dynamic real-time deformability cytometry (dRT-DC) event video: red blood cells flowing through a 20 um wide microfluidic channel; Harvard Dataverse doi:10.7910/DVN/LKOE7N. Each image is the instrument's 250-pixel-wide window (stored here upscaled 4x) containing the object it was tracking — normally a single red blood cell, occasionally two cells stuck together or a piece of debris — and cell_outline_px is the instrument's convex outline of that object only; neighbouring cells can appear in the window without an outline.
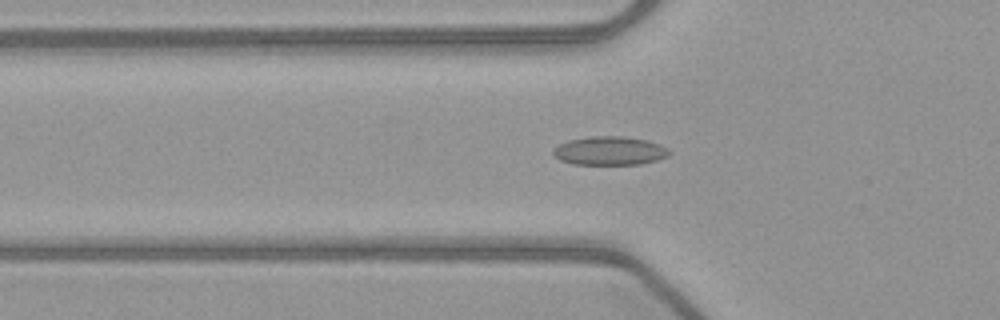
{"species": "common noctule bat (a hibernating species)", "species_latin": "Nyctalus noctula", "temperature_condition": "warm", "stored_images_in_passage": 45, "camera_frame_rate_fps": 3000, "um_per_image_px": 0.085, "animal": {"sex": "female", "body_mass_g": 21.9}, "frame": {"image": 1, "passage_image": 16, "time_ms": 5.0, "image_size_px": [1000, 320], "cell_outline_px": [[672, 152], [668, 156], [656, 160], [640, 164], [572, 164], [560, 160], [552, 152], [552, 148], [568, 140], [592, 136], [624, 136], [648, 140], [660, 144], [668, 148]], "centroid_in_image_um": [51.84, 12.81], "position_along_channel_um": 74.0, "area_um2": 19.48}}
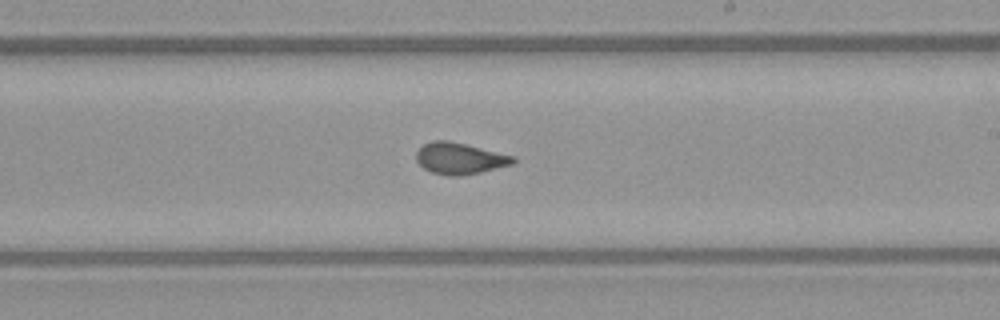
{"frame": {"image": 2, "passage_image": 29, "time_ms": 9.333, "image_size_px": [1000, 320], "cell_outline_px": [[516, 160], [512, 164], [480, 172], [460, 176], [448, 176], [432, 172], [424, 168], [416, 160], [416, 152], [424, 144], [432, 140], [448, 140], [516, 156]], "centroid_in_image_um": [39.08, 13.46], "position_along_channel_um": 249.9, "area_um2": 17.69}}
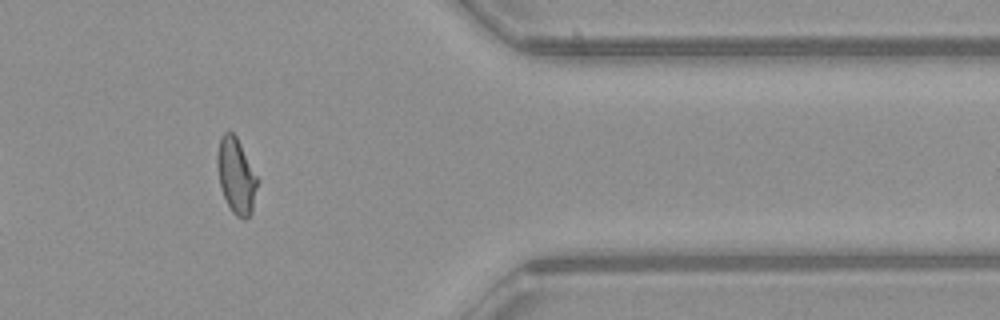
{"frame": {"image": 3, "passage_image": 41, "time_ms": 13.333, "image_size_px": [1000, 320], "cell_outline_px": [[260, 180], [252, 212], [248, 220], [244, 220], [236, 216], [232, 212], [224, 196], [220, 184], [216, 164], [216, 156], [220, 136], [224, 132], [232, 132], [236, 136]], "centroid_in_image_um": [20.1, 14.97], "position_along_channel_um": 391.3, "area_um2": 18.03}, "authors_computed_cell_mechanics": {"area_um2": 18.0336, "velocity_mm_per_s": 4.028, "shape_relaxation_time_tau1_ms": 8.4667, "shape_relaxation_time_tau2_ms": 0.9626, "deformation_change_tau1": 0.2182, "deformation_change_tau2": 0.0696}}